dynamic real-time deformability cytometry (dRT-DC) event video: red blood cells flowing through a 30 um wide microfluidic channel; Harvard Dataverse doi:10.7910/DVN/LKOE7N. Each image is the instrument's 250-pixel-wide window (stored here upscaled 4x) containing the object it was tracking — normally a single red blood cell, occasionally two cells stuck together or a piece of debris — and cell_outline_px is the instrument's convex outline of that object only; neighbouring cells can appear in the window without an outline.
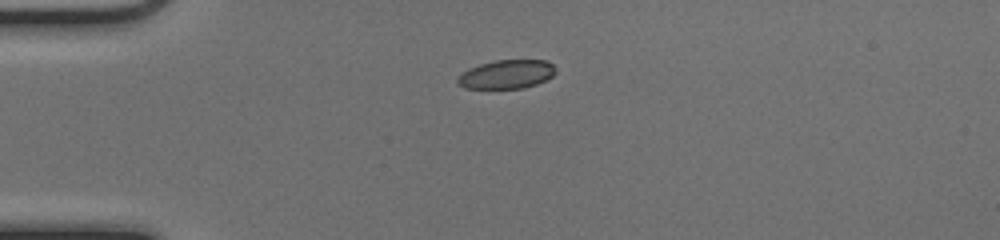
{"species": "common noctule bat (a hibernating species)", "species_latin": "Nyctalus noctula", "temperature_condition": "cold", "stored_images_in_passage": 40, "camera_frame_rate_fps": 3000, "um_per_image_px": 0.085, "animal": {"sex": "female", "body_mass_g": 17.0, "forearm_length_mm": 48.0}, "frame": {"image": 1, "passage_image": 1, "time_ms": 0.0, "image_size_px": [1000, 240], "cell_outline_px": [[556, 72], [552, 76], [536, 84], [524, 88], [464, 88], [456, 80], [468, 68], [480, 64], [496, 60], [548, 60], [556, 68]], "centroid_in_image_um": [43.09, 6.3], "position_along_channel_um": 41.9, "area_um2": 16.3}}
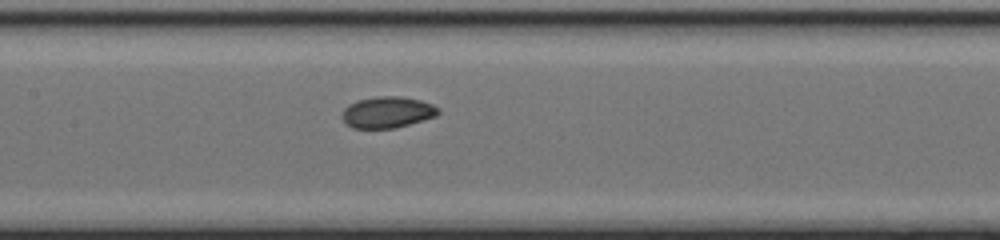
{"frame": {"image": 2, "passage_image": 13, "time_ms": 4.0, "image_size_px": [1000, 240], "cell_outline_px": [[440, 112], [436, 116], [408, 124], [392, 128], [352, 128], [344, 120], [344, 108], [348, 104], [356, 100], [376, 96], [400, 96], [420, 100], [432, 104], [440, 108]], "centroid_in_image_um": [32.94, 9.52], "position_along_channel_um": 174.5, "area_um2": 17.4}}
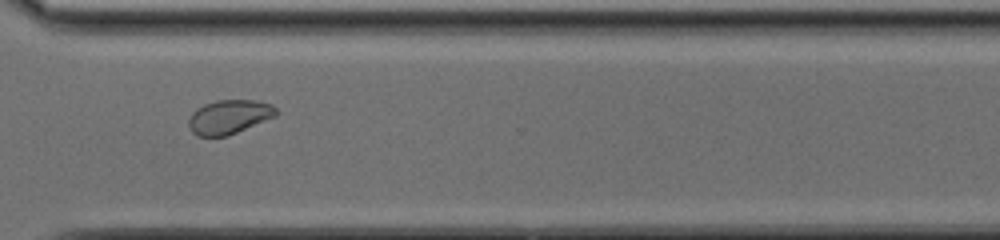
{"frame": {"image": 3, "passage_image": 26, "time_ms": 8.333, "image_size_px": [1000, 240], "cell_outline_px": [[276, 116], [228, 136], [196, 136], [188, 128], [188, 120], [192, 112], [196, 108], [204, 104], [216, 100], [256, 100], [272, 104], [276, 108]], "centroid_in_image_um": [19.44, 9.93], "position_along_channel_um": 351.2, "area_um2": 17.51}, "authors_computed_cell_mechanics": {"area_um2": 17.918, "velocity_mm_per_s": 4.0925, "shape_relaxation_time_tau1_ms": 3.7899, "shape_relaxation_time_tau2_ms": 1.0242, "deformation_change_tau1": 0.1042, "deformation_change_tau2": 0.0415}}